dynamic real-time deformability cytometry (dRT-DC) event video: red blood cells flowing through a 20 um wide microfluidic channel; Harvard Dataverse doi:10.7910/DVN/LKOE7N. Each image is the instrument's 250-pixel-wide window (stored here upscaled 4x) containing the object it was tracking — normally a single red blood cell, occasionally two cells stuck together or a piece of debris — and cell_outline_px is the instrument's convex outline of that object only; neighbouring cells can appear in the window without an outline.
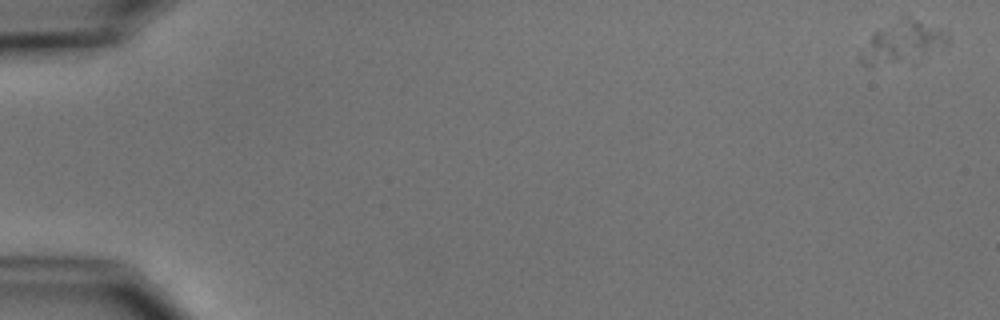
{"species": "common noctule bat (a hibernating species)", "species_latin": "Nyctalus noctula", "temperature_condition": "cold", "stored_images_in_passage": 6, "camera_frame_rate_fps": 3000, "um_per_image_px": 0.085, "animal": {"sex": "male", "body_mass_g": 15.6}, "frame": {"image": 1, "passage_image": 1, "time_ms": 0.0, "image_size_px": [1000, 320], "cell_outline_px": [[952, 40], [948, 44], [916, 64], [868, 68], [860, 64], [860, 52], [872, 32], [908, 16], [948, 32]], "centroid_in_image_um": [76.73, 3.72], "position_along_channel_um": 8.3, "area_um2": 22.54}}
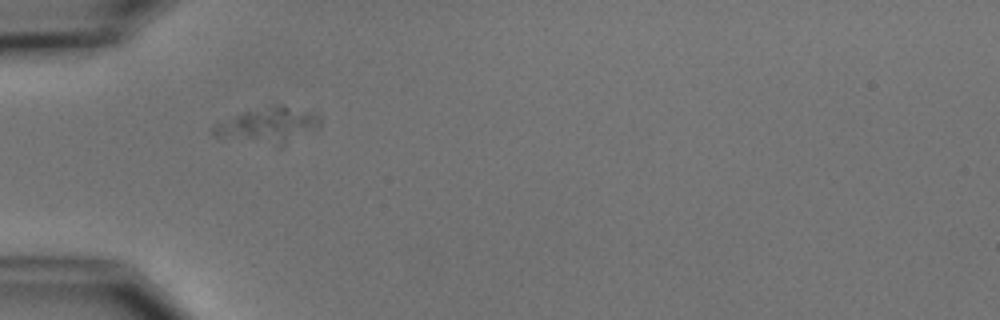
{"frame": {"image": 2, "passage_image": 5, "time_ms": 5.667, "image_size_px": [1000, 320], "cell_outline_px": [[320, 128], [284, 136], [216, 136], [212, 132], [212, 128], [216, 124], [244, 112], [280, 104], [284, 104], [316, 112], [320, 116]], "centroid_in_image_um": [22.89, 10.4], "position_along_channel_um": 62.1, "area_um2": 18.15}}